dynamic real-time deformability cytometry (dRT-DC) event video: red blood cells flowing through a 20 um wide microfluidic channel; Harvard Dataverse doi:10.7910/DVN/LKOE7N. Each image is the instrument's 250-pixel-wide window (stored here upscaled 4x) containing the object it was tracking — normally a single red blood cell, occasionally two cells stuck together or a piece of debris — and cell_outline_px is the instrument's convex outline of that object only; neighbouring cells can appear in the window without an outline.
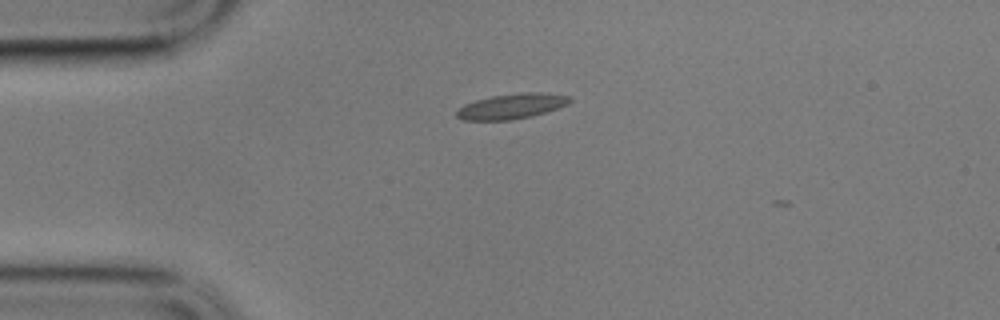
{"species": "common noctule bat (a hibernating species)", "species_latin": "Nyctalus noctula", "temperature_condition": "cold", "stored_images_in_passage": 2, "camera_frame_rate_fps": 3000, "um_per_image_px": 0.085, "animal": {"sex": "male", "body_mass_g": 17.9}, "frame": {"image": 1, "passage_image": 1, "time_ms": 0.0, "image_size_px": [1000, 320], "cell_outline_px": [[572, 100], [568, 104], [532, 116], [512, 120], [464, 120], [456, 116], [456, 112], [464, 104], [476, 100], [492, 96], [520, 92], [540, 92], [572, 96]], "centroid_in_image_um": [43.51, 9.02], "position_along_channel_um": 41.5, "area_um2": 16.59}}